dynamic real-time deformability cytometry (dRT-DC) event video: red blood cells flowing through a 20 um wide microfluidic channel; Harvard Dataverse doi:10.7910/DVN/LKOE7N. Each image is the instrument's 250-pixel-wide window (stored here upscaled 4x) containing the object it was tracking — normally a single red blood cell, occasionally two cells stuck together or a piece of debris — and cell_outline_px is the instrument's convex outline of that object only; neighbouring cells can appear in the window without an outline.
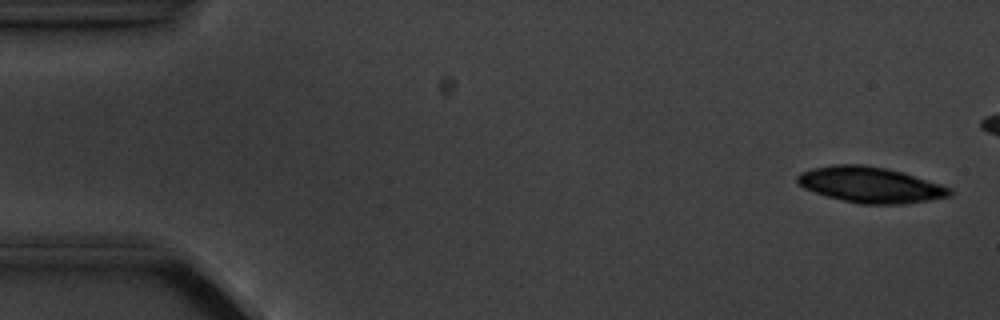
{"species": "common noctule bat (a hibernating species)", "species_latin": "Nyctalus noctula", "temperature_condition": "cold", "stored_images_in_passage": 5, "segment_of_instrument_passage": [1, 2], "camera_frame_rate_fps": 3000, "um_per_image_px": 0.085, "animal": {"sex": "male", "body_mass_g": 20.1, "forearm_length_mm": 53.5}, "frame": {"image": 1, "passage_image": 1, "time_ms": 0.0, "image_size_px": [1000, 320], "cell_outline_px": [[952, 196], [904, 204], [860, 204], [828, 196], [804, 188], [796, 180], [796, 176], [800, 172], [812, 168], [832, 164], [864, 164], [888, 168], [904, 172], [952, 188]], "centroid_in_image_um": [74.0, 15.69], "position_along_channel_um": 11.0, "area_um2": 31.85}}